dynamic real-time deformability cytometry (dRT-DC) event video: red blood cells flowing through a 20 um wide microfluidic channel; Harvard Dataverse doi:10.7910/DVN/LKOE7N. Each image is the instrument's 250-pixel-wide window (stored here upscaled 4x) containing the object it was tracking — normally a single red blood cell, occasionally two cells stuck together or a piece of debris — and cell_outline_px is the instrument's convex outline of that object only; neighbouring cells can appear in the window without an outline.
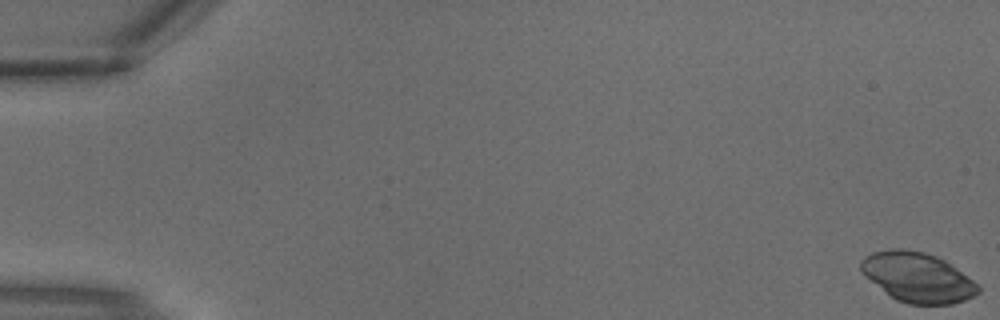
{"species": "common noctule bat (a hibernating species)", "species_latin": "Nyctalus noctula", "temperature_condition": "warm", "stored_images_in_passage": 3, "camera_frame_rate_fps": 3000, "um_per_image_px": 0.085, "animal": {"sex": "male", "body_mass_g": 18.8}, "frame": {"image": 1, "passage_image": 1, "time_ms": 0.0, "image_size_px": [1000, 320], "cell_outline_px": [[980, 292], [964, 300], [952, 304], [908, 304], [896, 300], [864, 276], [860, 268], [860, 260], [864, 256], [872, 252], [892, 248], [900, 248], [924, 252], [936, 256], [944, 260], [980, 284]], "centroid_in_image_um": [77.98, 23.56], "position_along_channel_um": 7.0, "area_um2": 34.04}}